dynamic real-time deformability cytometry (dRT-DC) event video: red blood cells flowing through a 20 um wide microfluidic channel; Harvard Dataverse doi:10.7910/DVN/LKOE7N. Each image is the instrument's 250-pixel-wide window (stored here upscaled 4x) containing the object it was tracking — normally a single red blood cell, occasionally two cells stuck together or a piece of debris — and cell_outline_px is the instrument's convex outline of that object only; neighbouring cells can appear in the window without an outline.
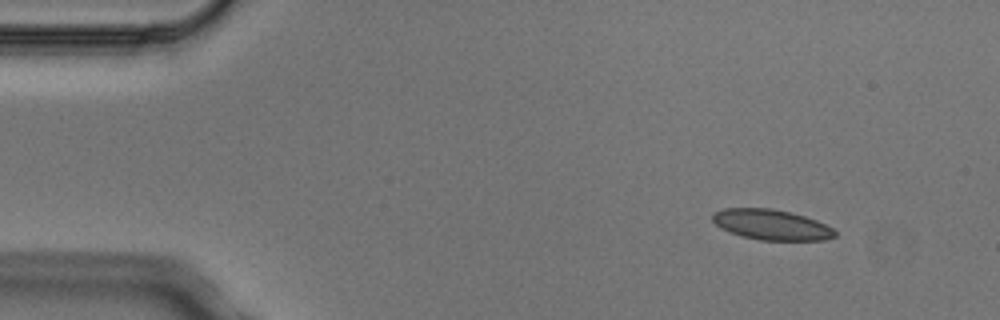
{"species": "Egyptian fruit bat (a non-hibernating species)", "species_latin": "Rousettus aegyptiacus", "temperature_condition": "cold", "stored_images_in_passage": 3, "camera_frame_rate_fps": 3000, "um_per_image_px": 0.085, "animal": {"sex": "male"}, "frame": {"image": 1, "passage_image": 1, "time_ms": 0.0, "image_size_px": [1000, 320], "cell_outline_px": [[836, 236], [824, 240], [760, 240], [728, 232], [720, 228], [712, 220], [712, 212], [724, 208], [772, 208], [804, 216], [816, 220], [832, 228], [836, 232]], "centroid_in_image_um": [65.53, 19.09], "position_along_channel_um": 19.5, "area_um2": 21.62}}